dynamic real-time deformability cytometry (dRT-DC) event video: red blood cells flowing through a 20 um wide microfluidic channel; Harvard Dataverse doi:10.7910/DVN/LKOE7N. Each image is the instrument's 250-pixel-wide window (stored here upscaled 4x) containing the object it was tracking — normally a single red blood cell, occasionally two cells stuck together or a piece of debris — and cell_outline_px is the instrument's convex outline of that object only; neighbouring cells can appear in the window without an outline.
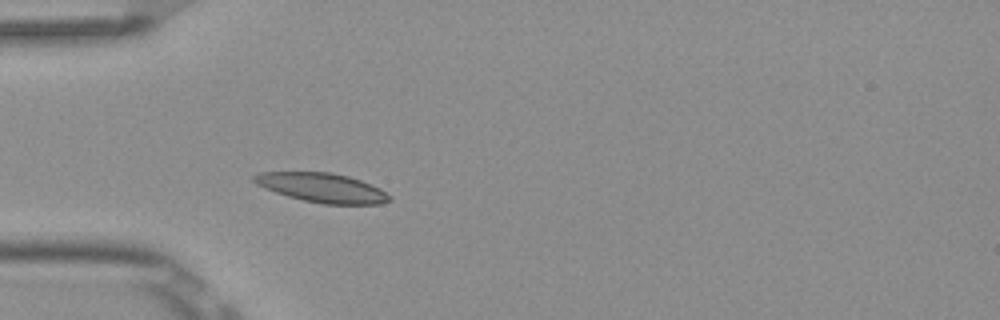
{"species": "Egyptian fruit bat (a non-hibernating species)", "species_latin": "Rousettus aegyptiacus", "temperature_condition": "room temperature", "stored_images_in_passage": 3, "camera_frame_rate_fps": 3000, "um_per_image_px": 0.085, "frame": {"image": 1, "passage_image": 3, "time_ms": 0.667, "image_size_px": [1000, 320], "cell_outline_px": [[392, 200], [380, 204], [324, 204], [304, 200], [288, 196], [264, 188], [256, 184], [252, 180], [252, 176], [260, 172], [332, 172], [348, 176], [360, 180], [380, 188], [392, 196]], "centroid_in_image_um": [27.39, 15.95], "position_along_channel_um": 57.6, "area_um2": 23.12}}